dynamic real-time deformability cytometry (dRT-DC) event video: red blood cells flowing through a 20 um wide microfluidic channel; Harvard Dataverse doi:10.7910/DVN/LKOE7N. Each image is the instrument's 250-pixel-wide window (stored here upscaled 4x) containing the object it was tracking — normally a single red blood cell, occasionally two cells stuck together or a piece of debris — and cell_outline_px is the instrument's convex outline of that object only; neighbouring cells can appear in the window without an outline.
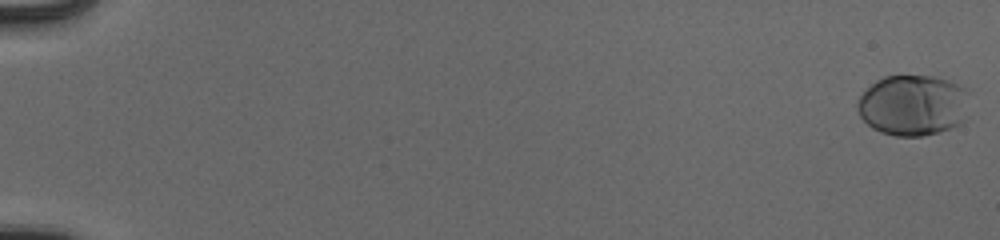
{"species": "human", "species_latin": "Homo sapiens", "temperature_condition": "cold", "stored_images_in_passage": 55, "camera_frame_rate_fps": 3000, "um_per_image_px": 0.085, "donor": {"sex": "male"}, "frame": {"image": 1, "passage_image": 1, "time_ms": 0.0, "image_size_px": [1000, 240], "cell_outline_px": [[968, 92], [964, 120], [960, 124], [952, 128], [940, 132], [920, 136], [896, 136], [880, 132], [872, 128], [860, 116], [856, 108], [856, 104], [860, 96], [876, 80], [884, 76], [932, 76], [948, 80], [968, 88]], "centroid_in_image_um": [77.6, 8.95], "position_along_channel_um": 7.4, "area_um2": 39.82}}
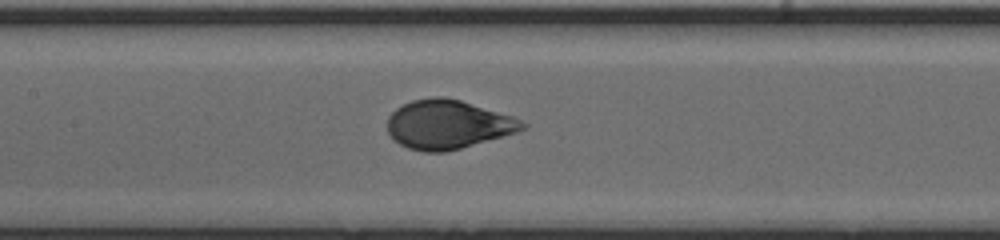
{"frame": {"image": 2, "passage_image": 29, "time_ms": 9.333, "image_size_px": [1000, 240], "cell_outline_px": [[528, 124], [524, 128], [516, 132], [460, 148], [444, 152], [424, 152], [408, 148], [400, 144], [388, 132], [388, 116], [396, 108], [412, 100], [432, 96], [444, 96], [460, 100], [512, 116]], "centroid_in_image_um": [38.04, 10.57], "position_along_channel_um": 169.4, "area_um2": 38.09}}
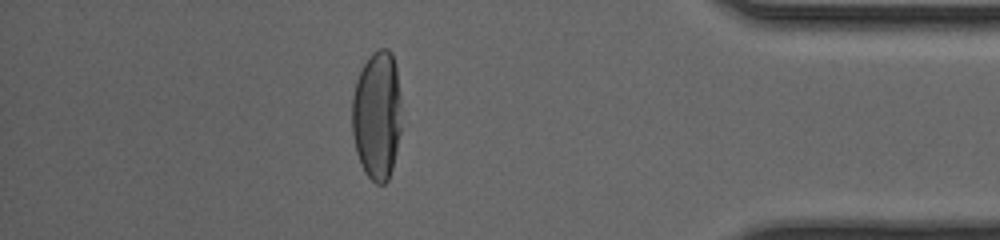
{"frame": {"image": 3, "passage_image": 49, "time_ms": 16.0, "image_size_px": [1000, 240], "cell_outline_px": [[400, 132], [396, 152], [392, 168], [388, 180], [384, 184], [376, 184], [364, 172], [360, 164], [356, 152], [352, 132], [352, 96], [356, 80], [364, 64], [372, 52], [380, 48], [388, 48], [392, 52], [396, 68], [400, 96]], "centroid_in_image_um": [32.03, 9.8], "position_along_channel_um": 403.2, "area_um2": 37.34}, "authors_computed_cell_mechanics": {"area_um2": 38.6682, "velocity_mm_per_s": 3.9491, "shape_relaxation_time_tau1_ms": 3.6447, "shape_relaxation_time_tau2_ms": null, "deformation_change_tau1": 0.1832, "deformation_change_tau2": null}}